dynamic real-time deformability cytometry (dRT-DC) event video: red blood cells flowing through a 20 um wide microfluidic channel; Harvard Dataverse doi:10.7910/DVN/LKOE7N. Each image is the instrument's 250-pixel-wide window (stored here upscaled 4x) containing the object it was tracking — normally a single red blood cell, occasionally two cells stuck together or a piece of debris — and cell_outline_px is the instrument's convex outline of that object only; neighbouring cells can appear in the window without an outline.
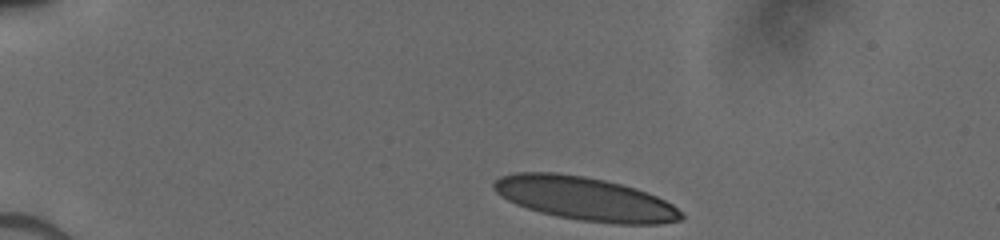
{"species": "human", "species_latin": "Homo sapiens", "temperature_condition": "cold", "stored_images_in_passage": 35, "camera_frame_rate_fps": 3000, "um_per_image_px": 0.085, "donor": {"sex": "male"}, "frame": {"image": 1, "passage_image": 1, "time_ms": 0.0, "image_size_px": [1000, 240], "cell_outline_px": [[684, 216], [680, 220], [656, 224], [616, 224], [580, 220], [556, 216], [540, 212], [516, 204], [500, 196], [492, 188], [492, 184], [500, 176], [516, 172], [556, 172], [584, 176], [604, 180], [636, 188], [656, 196], [672, 204]], "centroid_in_image_um": [49.69, 16.88], "position_along_channel_um": 35.3, "area_um2": 47.34}}
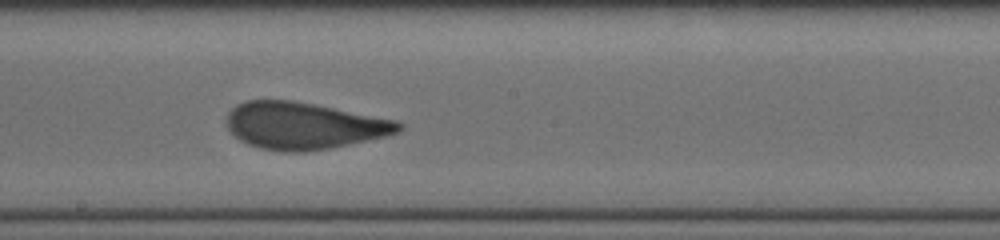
{"frame": {"image": 2, "passage_image": 20, "time_ms": 6.333, "image_size_px": [1000, 240], "cell_outline_px": [[404, 128], [400, 132], [384, 136], [348, 144], [328, 148], [304, 152], [280, 152], [260, 148], [248, 144], [240, 140], [228, 128], [228, 112], [236, 104], [244, 100], [292, 100], [316, 104], [396, 120], [404, 124]], "centroid_in_image_um": [25.82, 10.68], "position_along_channel_um": 222.4, "area_um2": 46.99}}
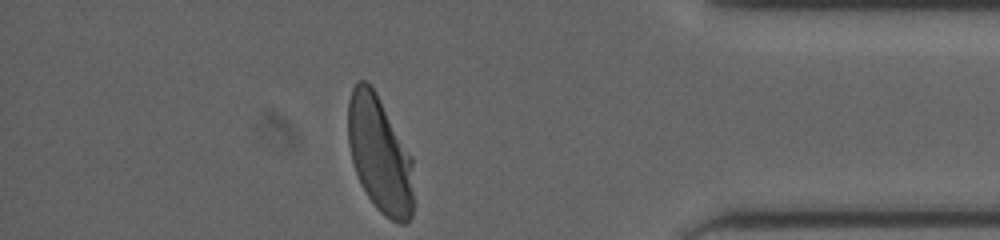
{"frame": {"image": 3, "passage_image": 35, "time_ms": 11.333, "image_size_px": [1000, 240], "cell_outline_px": [[416, 204], [412, 216], [404, 224], [400, 224], [384, 216], [376, 208], [368, 196], [356, 172], [352, 160], [348, 144], [348, 100], [352, 88], [356, 80], [364, 80], [376, 92], [412, 156]], "centroid_in_image_um": [32.32, 13.18], "position_along_channel_um": 402.9, "area_um2": 45.08}}